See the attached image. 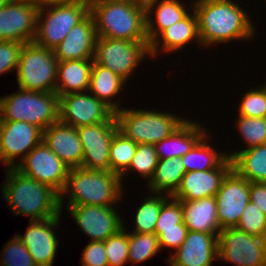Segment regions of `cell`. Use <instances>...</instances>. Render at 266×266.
<instances>
[{
    "label": "cell",
    "instance_id": "cell-36",
    "mask_svg": "<svg viewBox=\"0 0 266 266\" xmlns=\"http://www.w3.org/2000/svg\"><path fill=\"white\" fill-rule=\"evenodd\" d=\"M236 128L242 139L245 140L246 147L249 149L266 143V118H254L248 116H238Z\"/></svg>",
    "mask_w": 266,
    "mask_h": 266
},
{
    "label": "cell",
    "instance_id": "cell-14",
    "mask_svg": "<svg viewBox=\"0 0 266 266\" xmlns=\"http://www.w3.org/2000/svg\"><path fill=\"white\" fill-rule=\"evenodd\" d=\"M83 234L91 241H105L109 236L119 232L126 225L114 206L67 205Z\"/></svg>",
    "mask_w": 266,
    "mask_h": 266
},
{
    "label": "cell",
    "instance_id": "cell-33",
    "mask_svg": "<svg viewBox=\"0 0 266 266\" xmlns=\"http://www.w3.org/2000/svg\"><path fill=\"white\" fill-rule=\"evenodd\" d=\"M137 146V143L117 131L112 138L110 146V171L121 176L131 164Z\"/></svg>",
    "mask_w": 266,
    "mask_h": 266
},
{
    "label": "cell",
    "instance_id": "cell-32",
    "mask_svg": "<svg viewBox=\"0 0 266 266\" xmlns=\"http://www.w3.org/2000/svg\"><path fill=\"white\" fill-rule=\"evenodd\" d=\"M165 194L151 193L137 208L135 229L132 233H155L156 222L163 203L169 198Z\"/></svg>",
    "mask_w": 266,
    "mask_h": 266
},
{
    "label": "cell",
    "instance_id": "cell-24",
    "mask_svg": "<svg viewBox=\"0 0 266 266\" xmlns=\"http://www.w3.org/2000/svg\"><path fill=\"white\" fill-rule=\"evenodd\" d=\"M201 126L197 121L185 120L170 136L154 144L158 159L183 157L208 133Z\"/></svg>",
    "mask_w": 266,
    "mask_h": 266
},
{
    "label": "cell",
    "instance_id": "cell-38",
    "mask_svg": "<svg viewBox=\"0 0 266 266\" xmlns=\"http://www.w3.org/2000/svg\"><path fill=\"white\" fill-rule=\"evenodd\" d=\"M236 228L247 234L266 239V215L249 201Z\"/></svg>",
    "mask_w": 266,
    "mask_h": 266
},
{
    "label": "cell",
    "instance_id": "cell-20",
    "mask_svg": "<svg viewBox=\"0 0 266 266\" xmlns=\"http://www.w3.org/2000/svg\"><path fill=\"white\" fill-rule=\"evenodd\" d=\"M168 257L169 266H212L218 258V235L188 231L181 246Z\"/></svg>",
    "mask_w": 266,
    "mask_h": 266
},
{
    "label": "cell",
    "instance_id": "cell-40",
    "mask_svg": "<svg viewBox=\"0 0 266 266\" xmlns=\"http://www.w3.org/2000/svg\"><path fill=\"white\" fill-rule=\"evenodd\" d=\"M240 102L238 115L266 118V91L261 86L247 90Z\"/></svg>",
    "mask_w": 266,
    "mask_h": 266
},
{
    "label": "cell",
    "instance_id": "cell-21",
    "mask_svg": "<svg viewBox=\"0 0 266 266\" xmlns=\"http://www.w3.org/2000/svg\"><path fill=\"white\" fill-rule=\"evenodd\" d=\"M97 34L92 15L89 13L75 25L54 49L58 62L66 60L93 59Z\"/></svg>",
    "mask_w": 266,
    "mask_h": 266
},
{
    "label": "cell",
    "instance_id": "cell-42",
    "mask_svg": "<svg viewBox=\"0 0 266 266\" xmlns=\"http://www.w3.org/2000/svg\"><path fill=\"white\" fill-rule=\"evenodd\" d=\"M23 44L16 41H0V75L17 70Z\"/></svg>",
    "mask_w": 266,
    "mask_h": 266
},
{
    "label": "cell",
    "instance_id": "cell-13",
    "mask_svg": "<svg viewBox=\"0 0 266 266\" xmlns=\"http://www.w3.org/2000/svg\"><path fill=\"white\" fill-rule=\"evenodd\" d=\"M43 139V131L25 121H1L0 162L15 167Z\"/></svg>",
    "mask_w": 266,
    "mask_h": 266
},
{
    "label": "cell",
    "instance_id": "cell-15",
    "mask_svg": "<svg viewBox=\"0 0 266 266\" xmlns=\"http://www.w3.org/2000/svg\"><path fill=\"white\" fill-rule=\"evenodd\" d=\"M250 182L233 169L222 181L215 195L217 220L221 229L236 227L249 199Z\"/></svg>",
    "mask_w": 266,
    "mask_h": 266
},
{
    "label": "cell",
    "instance_id": "cell-50",
    "mask_svg": "<svg viewBox=\"0 0 266 266\" xmlns=\"http://www.w3.org/2000/svg\"><path fill=\"white\" fill-rule=\"evenodd\" d=\"M261 88L266 91V83Z\"/></svg>",
    "mask_w": 266,
    "mask_h": 266
},
{
    "label": "cell",
    "instance_id": "cell-28",
    "mask_svg": "<svg viewBox=\"0 0 266 266\" xmlns=\"http://www.w3.org/2000/svg\"><path fill=\"white\" fill-rule=\"evenodd\" d=\"M124 84H127V82L112 70L93 61L88 91L98 100L103 101L114 112L122 109L119 104L120 102H114L113 98L121 93L120 91H122Z\"/></svg>",
    "mask_w": 266,
    "mask_h": 266
},
{
    "label": "cell",
    "instance_id": "cell-47",
    "mask_svg": "<svg viewBox=\"0 0 266 266\" xmlns=\"http://www.w3.org/2000/svg\"><path fill=\"white\" fill-rule=\"evenodd\" d=\"M89 1H105V2H131V3H140L141 0H89Z\"/></svg>",
    "mask_w": 266,
    "mask_h": 266
},
{
    "label": "cell",
    "instance_id": "cell-39",
    "mask_svg": "<svg viewBox=\"0 0 266 266\" xmlns=\"http://www.w3.org/2000/svg\"><path fill=\"white\" fill-rule=\"evenodd\" d=\"M3 253L0 266H38L16 234L6 242Z\"/></svg>",
    "mask_w": 266,
    "mask_h": 266
},
{
    "label": "cell",
    "instance_id": "cell-22",
    "mask_svg": "<svg viewBox=\"0 0 266 266\" xmlns=\"http://www.w3.org/2000/svg\"><path fill=\"white\" fill-rule=\"evenodd\" d=\"M42 140L70 169L82 167L83 148L77 128L58 121L43 131Z\"/></svg>",
    "mask_w": 266,
    "mask_h": 266
},
{
    "label": "cell",
    "instance_id": "cell-6",
    "mask_svg": "<svg viewBox=\"0 0 266 266\" xmlns=\"http://www.w3.org/2000/svg\"><path fill=\"white\" fill-rule=\"evenodd\" d=\"M118 131L137 144H156L170 136L185 119L159 110L122 108L115 112Z\"/></svg>",
    "mask_w": 266,
    "mask_h": 266
},
{
    "label": "cell",
    "instance_id": "cell-9",
    "mask_svg": "<svg viewBox=\"0 0 266 266\" xmlns=\"http://www.w3.org/2000/svg\"><path fill=\"white\" fill-rule=\"evenodd\" d=\"M147 56L151 57L149 41L97 37L93 61L112 70L126 82Z\"/></svg>",
    "mask_w": 266,
    "mask_h": 266
},
{
    "label": "cell",
    "instance_id": "cell-44",
    "mask_svg": "<svg viewBox=\"0 0 266 266\" xmlns=\"http://www.w3.org/2000/svg\"><path fill=\"white\" fill-rule=\"evenodd\" d=\"M82 266H109L104 241H91L82 253Z\"/></svg>",
    "mask_w": 266,
    "mask_h": 266
},
{
    "label": "cell",
    "instance_id": "cell-7",
    "mask_svg": "<svg viewBox=\"0 0 266 266\" xmlns=\"http://www.w3.org/2000/svg\"><path fill=\"white\" fill-rule=\"evenodd\" d=\"M90 13L89 0H66L38 9L34 42L54 50L69 31Z\"/></svg>",
    "mask_w": 266,
    "mask_h": 266
},
{
    "label": "cell",
    "instance_id": "cell-17",
    "mask_svg": "<svg viewBox=\"0 0 266 266\" xmlns=\"http://www.w3.org/2000/svg\"><path fill=\"white\" fill-rule=\"evenodd\" d=\"M38 9L24 0L0 7V41L34 42Z\"/></svg>",
    "mask_w": 266,
    "mask_h": 266
},
{
    "label": "cell",
    "instance_id": "cell-16",
    "mask_svg": "<svg viewBox=\"0 0 266 266\" xmlns=\"http://www.w3.org/2000/svg\"><path fill=\"white\" fill-rule=\"evenodd\" d=\"M83 148L82 167L110 171L109 152L117 122H101L77 128Z\"/></svg>",
    "mask_w": 266,
    "mask_h": 266
},
{
    "label": "cell",
    "instance_id": "cell-5",
    "mask_svg": "<svg viewBox=\"0 0 266 266\" xmlns=\"http://www.w3.org/2000/svg\"><path fill=\"white\" fill-rule=\"evenodd\" d=\"M0 97L1 121H25L42 131L59 121V95L19 89Z\"/></svg>",
    "mask_w": 266,
    "mask_h": 266
},
{
    "label": "cell",
    "instance_id": "cell-23",
    "mask_svg": "<svg viewBox=\"0 0 266 266\" xmlns=\"http://www.w3.org/2000/svg\"><path fill=\"white\" fill-rule=\"evenodd\" d=\"M192 10L193 9H191V12L181 21L175 22L164 29L150 43V58H156L160 50L164 51L165 53H174L180 50L182 51L184 46L188 45L189 43L191 44L193 41H197L199 45H201L198 33L197 16L195 11Z\"/></svg>",
    "mask_w": 266,
    "mask_h": 266
},
{
    "label": "cell",
    "instance_id": "cell-18",
    "mask_svg": "<svg viewBox=\"0 0 266 266\" xmlns=\"http://www.w3.org/2000/svg\"><path fill=\"white\" fill-rule=\"evenodd\" d=\"M61 215L43 220L29 221L24 235L16 236L27 247L38 266H53L59 240L53 228H57Z\"/></svg>",
    "mask_w": 266,
    "mask_h": 266
},
{
    "label": "cell",
    "instance_id": "cell-25",
    "mask_svg": "<svg viewBox=\"0 0 266 266\" xmlns=\"http://www.w3.org/2000/svg\"><path fill=\"white\" fill-rule=\"evenodd\" d=\"M145 8L146 33L149 44L164 29L175 22L181 21L190 12L186 9L184 2L181 3L179 0H151L145 4Z\"/></svg>",
    "mask_w": 266,
    "mask_h": 266
},
{
    "label": "cell",
    "instance_id": "cell-2",
    "mask_svg": "<svg viewBox=\"0 0 266 266\" xmlns=\"http://www.w3.org/2000/svg\"><path fill=\"white\" fill-rule=\"evenodd\" d=\"M6 169V182L1 186L3 199L14 215H27L32 220H43L61 215L60 194L18 171Z\"/></svg>",
    "mask_w": 266,
    "mask_h": 266
},
{
    "label": "cell",
    "instance_id": "cell-27",
    "mask_svg": "<svg viewBox=\"0 0 266 266\" xmlns=\"http://www.w3.org/2000/svg\"><path fill=\"white\" fill-rule=\"evenodd\" d=\"M92 66L93 59L59 62L55 92L62 96L88 91Z\"/></svg>",
    "mask_w": 266,
    "mask_h": 266
},
{
    "label": "cell",
    "instance_id": "cell-8",
    "mask_svg": "<svg viewBox=\"0 0 266 266\" xmlns=\"http://www.w3.org/2000/svg\"><path fill=\"white\" fill-rule=\"evenodd\" d=\"M58 60L54 50L24 43L16 70L18 88L36 92H55Z\"/></svg>",
    "mask_w": 266,
    "mask_h": 266
},
{
    "label": "cell",
    "instance_id": "cell-34",
    "mask_svg": "<svg viewBox=\"0 0 266 266\" xmlns=\"http://www.w3.org/2000/svg\"><path fill=\"white\" fill-rule=\"evenodd\" d=\"M161 250L155 233H130L128 263L139 264L153 258Z\"/></svg>",
    "mask_w": 266,
    "mask_h": 266
},
{
    "label": "cell",
    "instance_id": "cell-31",
    "mask_svg": "<svg viewBox=\"0 0 266 266\" xmlns=\"http://www.w3.org/2000/svg\"><path fill=\"white\" fill-rule=\"evenodd\" d=\"M208 133L181 160L186 172L205 171L217 168L227 157V152L219 153L207 142Z\"/></svg>",
    "mask_w": 266,
    "mask_h": 266
},
{
    "label": "cell",
    "instance_id": "cell-12",
    "mask_svg": "<svg viewBox=\"0 0 266 266\" xmlns=\"http://www.w3.org/2000/svg\"><path fill=\"white\" fill-rule=\"evenodd\" d=\"M59 121L78 128L116 119L109 106L87 91L59 96Z\"/></svg>",
    "mask_w": 266,
    "mask_h": 266
},
{
    "label": "cell",
    "instance_id": "cell-1",
    "mask_svg": "<svg viewBox=\"0 0 266 266\" xmlns=\"http://www.w3.org/2000/svg\"><path fill=\"white\" fill-rule=\"evenodd\" d=\"M191 3L198 20L201 46H214L232 40L248 41L255 36L256 27L250 14L233 0H194Z\"/></svg>",
    "mask_w": 266,
    "mask_h": 266
},
{
    "label": "cell",
    "instance_id": "cell-3",
    "mask_svg": "<svg viewBox=\"0 0 266 266\" xmlns=\"http://www.w3.org/2000/svg\"><path fill=\"white\" fill-rule=\"evenodd\" d=\"M121 177L111 171L92 170L84 167L71 168L60 195L61 211L65 195L68 205L114 206L123 197ZM67 193V194H66ZM64 195V196H63Z\"/></svg>",
    "mask_w": 266,
    "mask_h": 266
},
{
    "label": "cell",
    "instance_id": "cell-48",
    "mask_svg": "<svg viewBox=\"0 0 266 266\" xmlns=\"http://www.w3.org/2000/svg\"><path fill=\"white\" fill-rule=\"evenodd\" d=\"M13 0H0V7H3L7 5L8 3H11Z\"/></svg>",
    "mask_w": 266,
    "mask_h": 266
},
{
    "label": "cell",
    "instance_id": "cell-26",
    "mask_svg": "<svg viewBox=\"0 0 266 266\" xmlns=\"http://www.w3.org/2000/svg\"><path fill=\"white\" fill-rule=\"evenodd\" d=\"M180 203L183 208V222L188 231L218 235L222 230L217 220L215 196Z\"/></svg>",
    "mask_w": 266,
    "mask_h": 266
},
{
    "label": "cell",
    "instance_id": "cell-37",
    "mask_svg": "<svg viewBox=\"0 0 266 266\" xmlns=\"http://www.w3.org/2000/svg\"><path fill=\"white\" fill-rule=\"evenodd\" d=\"M104 244L109 266H124L128 263L129 232L127 228H122L116 234L109 236Z\"/></svg>",
    "mask_w": 266,
    "mask_h": 266
},
{
    "label": "cell",
    "instance_id": "cell-49",
    "mask_svg": "<svg viewBox=\"0 0 266 266\" xmlns=\"http://www.w3.org/2000/svg\"><path fill=\"white\" fill-rule=\"evenodd\" d=\"M149 1H151V0H141V4H146Z\"/></svg>",
    "mask_w": 266,
    "mask_h": 266
},
{
    "label": "cell",
    "instance_id": "cell-41",
    "mask_svg": "<svg viewBox=\"0 0 266 266\" xmlns=\"http://www.w3.org/2000/svg\"><path fill=\"white\" fill-rule=\"evenodd\" d=\"M183 223V208L180 200L170 196L162 205L155 229L178 228Z\"/></svg>",
    "mask_w": 266,
    "mask_h": 266
},
{
    "label": "cell",
    "instance_id": "cell-11",
    "mask_svg": "<svg viewBox=\"0 0 266 266\" xmlns=\"http://www.w3.org/2000/svg\"><path fill=\"white\" fill-rule=\"evenodd\" d=\"M15 168L24 175L52 187L60 195L70 171L69 166L58 158L43 140L17 162Z\"/></svg>",
    "mask_w": 266,
    "mask_h": 266
},
{
    "label": "cell",
    "instance_id": "cell-29",
    "mask_svg": "<svg viewBox=\"0 0 266 266\" xmlns=\"http://www.w3.org/2000/svg\"><path fill=\"white\" fill-rule=\"evenodd\" d=\"M232 169L249 182H266V143L236 152H227Z\"/></svg>",
    "mask_w": 266,
    "mask_h": 266
},
{
    "label": "cell",
    "instance_id": "cell-43",
    "mask_svg": "<svg viewBox=\"0 0 266 266\" xmlns=\"http://www.w3.org/2000/svg\"><path fill=\"white\" fill-rule=\"evenodd\" d=\"M187 233L188 228L184 222L178 224V228L155 229L161 249L171 248L177 250L186 238Z\"/></svg>",
    "mask_w": 266,
    "mask_h": 266
},
{
    "label": "cell",
    "instance_id": "cell-4",
    "mask_svg": "<svg viewBox=\"0 0 266 266\" xmlns=\"http://www.w3.org/2000/svg\"><path fill=\"white\" fill-rule=\"evenodd\" d=\"M97 37L128 41H149L145 4L90 1Z\"/></svg>",
    "mask_w": 266,
    "mask_h": 266
},
{
    "label": "cell",
    "instance_id": "cell-35",
    "mask_svg": "<svg viewBox=\"0 0 266 266\" xmlns=\"http://www.w3.org/2000/svg\"><path fill=\"white\" fill-rule=\"evenodd\" d=\"M157 153L154 144H138L135 155L132 158L128 169L120 176L123 183V176H126L129 171L137 172L139 176L148 179V182L153 177L157 163Z\"/></svg>",
    "mask_w": 266,
    "mask_h": 266
},
{
    "label": "cell",
    "instance_id": "cell-46",
    "mask_svg": "<svg viewBox=\"0 0 266 266\" xmlns=\"http://www.w3.org/2000/svg\"><path fill=\"white\" fill-rule=\"evenodd\" d=\"M26 3L33 5L37 9L52 6L66 0H24Z\"/></svg>",
    "mask_w": 266,
    "mask_h": 266
},
{
    "label": "cell",
    "instance_id": "cell-45",
    "mask_svg": "<svg viewBox=\"0 0 266 266\" xmlns=\"http://www.w3.org/2000/svg\"><path fill=\"white\" fill-rule=\"evenodd\" d=\"M249 199L266 215V182H250Z\"/></svg>",
    "mask_w": 266,
    "mask_h": 266
},
{
    "label": "cell",
    "instance_id": "cell-30",
    "mask_svg": "<svg viewBox=\"0 0 266 266\" xmlns=\"http://www.w3.org/2000/svg\"><path fill=\"white\" fill-rule=\"evenodd\" d=\"M185 173V167L179 157L158 160L154 175L147 182V189L150 193L173 196Z\"/></svg>",
    "mask_w": 266,
    "mask_h": 266
},
{
    "label": "cell",
    "instance_id": "cell-10",
    "mask_svg": "<svg viewBox=\"0 0 266 266\" xmlns=\"http://www.w3.org/2000/svg\"><path fill=\"white\" fill-rule=\"evenodd\" d=\"M218 258L236 266H266V239L236 227L218 234Z\"/></svg>",
    "mask_w": 266,
    "mask_h": 266
},
{
    "label": "cell",
    "instance_id": "cell-19",
    "mask_svg": "<svg viewBox=\"0 0 266 266\" xmlns=\"http://www.w3.org/2000/svg\"><path fill=\"white\" fill-rule=\"evenodd\" d=\"M231 170L232 160L227 157L217 168L186 172L172 197L180 201H190L215 196Z\"/></svg>",
    "mask_w": 266,
    "mask_h": 266
}]
</instances>
